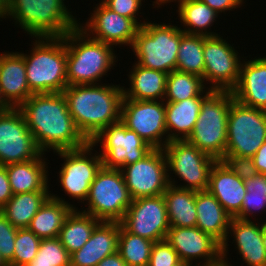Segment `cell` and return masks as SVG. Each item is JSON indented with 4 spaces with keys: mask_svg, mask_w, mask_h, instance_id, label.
<instances>
[{
    "mask_svg": "<svg viewBox=\"0 0 266 266\" xmlns=\"http://www.w3.org/2000/svg\"><path fill=\"white\" fill-rule=\"evenodd\" d=\"M9 107L4 103L0 94V109H8Z\"/></svg>",
    "mask_w": 266,
    "mask_h": 266,
    "instance_id": "816d5d0a",
    "label": "cell"
},
{
    "mask_svg": "<svg viewBox=\"0 0 266 266\" xmlns=\"http://www.w3.org/2000/svg\"><path fill=\"white\" fill-rule=\"evenodd\" d=\"M19 109L43 154L81 148L89 142L76 127L63 93L33 94Z\"/></svg>",
    "mask_w": 266,
    "mask_h": 266,
    "instance_id": "6da1fadb",
    "label": "cell"
},
{
    "mask_svg": "<svg viewBox=\"0 0 266 266\" xmlns=\"http://www.w3.org/2000/svg\"><path fill=\"white\" fill-rule=\"evenodd\" d=\"M121 122L153 148L163 149L168 143L164 100H133L123 97Z\"/></svg>",
    "mask_w": 266,
    "mask_h": 266,
    "instance_id": "5bb4252c",
    "label": "cell"
},
{
    "mask_svg": "<svg viewBox=\"0 0 266 266\" xmlns=\"http://www.w3.org/2000/svg\"><path fill=\"white\" fill-rule=\"evenodd\" d=\"M73 209L72 206L50 196L27 228L41 239L57 238L65 219Z\"/></svg>",
    "mask_w": 266,
    "mask_h": 266,
    "instance_id": "4dcf8cb0",
    "label": "cell"
},
{
    "mask_svg": "<svg viewBox=\"0 0 266 266\" xmlns=\"http://www.w3.org/2000/svg\"><path fill=\"white\" fill-rule=\"evenodd\" d=\"M96 150L97 148L88 142L81 148L53 153L63 160V163H60L61 167L57 169L56 182L58 181V186L60 185L61 191H64L65 197H60L58 193L55 194L51 191L52 198L68 204L74 209H78L77 205L79 203H81L79 206L81 205L80 207H82V204L88 198L91 183L95 180L96 174L103 166L102 159L98 150ZM70 199L78 201V204L76 203L75 205V202L72 204Z\"/></svg>",
    "mask_w": 266,
    "mask_h": 266,
    "instance_id": "52a82bcc",
    "label": "cell"
},
{
    "mask_svg": "<svg viewBox=\"0 0 266 266\" xmlns=\"http://www.w3.org/2000/svg\"><path fill=\"white\" fill-rule=\"evenodd\" d=\"M232 238V239H231ZM232 240V242H231ZM234 243L229 245V243ZM237 251L240 266H266V250L263 245L262 221L232 218L226 240L221 245V259L229 262L230 248ZM236 249V250H235ZM229 256V257H228ZM243 262V263H242ZM245 264V265H244Z\"/></svg>",
    "mask_w": 266,
    "mask_h": 266,
    "instance_id": "d6986e66",
    "label": "cell"
},
{
    "mask_svg": "<svg viewBox=\"0 0 266 266\" xmlns=\"http://www.w3.org/2000/svg\"><path fill=\"white\" fill-rule=\"evenodd\" d=\"M175 8V13H177V18L180 21H176V23H180L178 26L184 33L206 37L220 34L215 28V32L211 30V27L214 24L217 27L221 16L204 2L187 0Z\"/></svg>",
    "mask_w": 266,
    "mask_h": 266,
    "instance_id": "f1b7e54d",
    "label": "cell"
},
{
    "mask_svg": "<svg viewBox=\"0 0 266 266\" xmlns=\"http://www.w3.org/2000/svg\"><path fill=\"white\" fill-rule=\"evenodd\" d=\"M26 266H50V265H44V264H28Z\"/></svg>",
    "mask_w": 266,
    "mask_h": 266,
    "instance_id": "6f0895ef",
    "label": "cell"
},
{
    "mask_svg": "<svg viewBox=\"0 0 266 266\" xmlns=\"http://www.w3.org/2000/svg\"><path fill=\"white\" fill-rule=\"evenodd\" d=\"M252 158L258 173L266 175V141L260 146Z\"/></svg>",
    "mask_w": 266,
    "mask_h": 266,
    "instance_id": "bcb514c9",
    "label": "cell"
},
{
    "mask_svg": "<svg viewBox=\"0 0 266 266\" xmlns=\"http://www.w3.org/2000/svg\"><path fill=\"white\" fill-rule=\"evenodd\" d=\"M127 74L128 86L123 84V96L133 100L162 101L165 98L167 73L147 69L132 63Z\"/></svg>",
    "mask_w": 266,
    "mask_h": 266,
    "instance_id": "484cf974",
    "label": "cell"
},
{
    "mask_svg": "<svg viewBox=\"0 0 266 266\" xmlns=\"http://www.w3.org/2000/svg\"><path fill=\"white\" fill-rule=\"evenodd\" d=\"M179 261L177 252L165 239L154 242L148 266H174Z\"/></svg>",
    "mask_w": 266,
    "mask_h": 266,
    "instance_id": "b9f144b4",
    "label": "cell"
},
{
    "mask_svg": "<svg viewBox=\"0 0 266 266\" xmlns=\"http://www.w3.org/2000/svg\"><path fill=\"white\" fill-rule=\"evenodd\" d=\"M163 151L167 160L169 185L196 192L207 190L210 172L216 159L186 140L169 141Z\"/></svg>",
    "mask_w": 266,
    "mask_h": 266,
    "instance_id": "9c48e42d",
    "label": "cell"
},
{
    "mask_svg": "<svg viewBox=\"0 0 266 266\" xmlns=\"http://www.w3.org/2000/svg\"><path fill=\"white\" fill-rule=\"evenodd\" d=\"M223 33V36H204V84L211 90L232 91L239 81L240 67L245 56L238 52L234 43L229 42L228 36L225 38Z\"/></svg>",
    "mask_w": 266,
    "mask_h": 266,
    "instance_id": "4fadbf2b",
    "label": "cell"
},
{
    "mask_svg": "<svg viewBox=\"0 0 266 266\" xmlns=\"http://www.w3.org/2000/svg\"><path fill=\"white\" fill-rule=\"evenodd\" d=\"M232 260H231V262L229 261V262H224V266H233L235 263H232ZM235 266V265H234Z\"/></svg>",
    "mask_w": 266,
    "mask_h": 266,
    "instance_id": "9f6ffc18",
    "label": "cell"
},
{
    "mask_svg": "<svg viewBox=\"0 0 266 266\" xmlns=\"http://www.w3.org/2000/svg\"><path fill=\"white\" fill-rule=\"evenodd\" d=\"M266 141V111L233 100L227 120L225 155L252 158Z\"/></svg>",
    "mask_w": 266,
    "mask_h": 266,
    "instance_id": "8fae6325",
    "label": "cell"
},
{
    "mask_svg": "<svg viewBox=\"0 0 266 266\" xmlns=\"http://www.w3.org/2000/svg\"><path fill=\"white\" fill-rule=\"evenodd\" d=\"M98 148L103 167L122 169L147 156L154 148L121 121L102 129L89 141Z\"/></svg>",
    "mask_w": 266,
    "mask_h": 266,
    "instance_id": "7c38bea8",
    "label": "cell"
},
{
    "mask_svg": "<svg viewBox=\"0 0 266 266\" xmlns=\"http://www.w3.org/2000/svg\"><path fill=\"white\" fill-rule=\"evenodd\" d=\"M51 192H26L14 194L0 212L16 228H27Z\"/></svg>",
    "mask_w": 266,
    "mask_h": 266,
    "instance_id": "1f68e13d",
    "label": "cell"
},
{
    "mask_svg": "<svg viewBox=\"0 0 266 266\" xmlns=\"http://www.w3.org/2000/svg\"><path fill=\"white\" fill-rule=\"evenodd\" d=\"M0 266H8L6 264V262L2 259V257L0 256Z\"/></svg>",
    "mask_w": 266,
    "mask_h": 266,
    "instance_id": "db71d44e",
    "label": "cell"
},
{
    "mask_svg": "<svg viewBox=\"0 0 266 266\" xmlns=\"http://www.w3.org/2000/svg\"><path fill=\"white\" fill-rule=\"evenodd\" d=\"M222 161L243 181L251 179L258 173L253 158L225 155Z\"/></svg>",
    "mask_w": 266,
    "mask_h": 266,
    "instance_id": "7bdbcfd3",
    "label": "cell"
},
{
    "mask_svg": "<svg viewBox=\"0 0 266 266\" xmlns=\"http://www.w3.org/2000/svg\"><path fill=\"white\" fill-rule=\"evenodd\" d=\"M46 156L47 154H42L39 158L27 162L6 165L13 195L26 192H51L52 184L49 182L51 166L48 165L50 160Z\"/></svg>",
    "mask_w": 266,
    "mask_h": 266,
    "instance_id": "d4e9b609",
    "label": "cell"
},
{
    "mask_svg": "<svg viewBox=\"0 0 266 266\" xmlns=\"http://www.w3.org/2000/svg\"><path fill=\"white\" fill-rule=\"evenodd\" d=\"M41 240L28 228H18L13 260L8 266H26L31 263L37 255Z\"/></svg>",
    "mask_w": 266,
    "mask_h": 266,
    "instance_id": "74e56055",
    "label": "cell"
},
{
    "mask_svg": "<svg viewBox=\"0 0 266 266\" xmlns=\"http://www.w3.org/2000/svg\"><path fill=\"white\" fill-rule=\"evenodd\" d=\"M132 199L163 195L167 187V160L163 149L154 148L141 160L121 169Z\"/></svg>",
    "mask_w": 266,
    "mask_h": 266,
    "instance_id": "2e32d148",
    "label": "cell"
},
{
    "mask_svg": "<svg viewBox=\"0 0 266 266\" xmlns=\"http://www.w3.org/2000/svg\"><path fill=\"white\" fill-rule=\"evenodd\" d=\"M186 1L187 0H154V1H150V2H152V5H151L152 7L151 8L152 9L155 8V11H156V10H159L160 8H162V6L165 7L164 5H166V8H168L167 5L170 6L171 3H174V5L172 4L170 6L171 9H173L176 4H177L176 6L178 7L180 4H182V3L186 2ZM172 6H173V8H172Z\"/></svg>",
    "mask_w": 266,
    "mask_h": 266,
    "instance_id": "c3c4849f",
    "label": "cell"
},
{
    "mask_svg": "<svg viewBox=\"0 0 266 266\" xmlns=\"http://www.w3.org/2000/svg\"><path fill=\"white\" fill-rule=\"evenodd\" d=\"M207 4L211 9L217 12L221 17L226 18V14L231 11L235 12L243 9L247 0H200ZM237 9V10H236ZM223 13V14H222ZM224 15V16H223Z\"/></svg>",
    "mask_w": 266,
    "mask_h": 266,
    "instance_id": "ee69618b",
    "label": "cell"
},
{
    "mask_svg": "<svg viewBox=\"0 0 266 266\" xmlns=\"http://www.w3.org/2000/svg\"><path fill=\"white\" fill-rule=\"evenodd\" d=\"M205 97L165 102V121L169 141H184L191 135Z\"/></svg>",
    "mask_w": 266,
    "mask_h": 266,
    "instance_id": "83f0119b",
    "label": "cell"
},
{
    "mask_svg": "<svg viewBox=\"0 0 266 266\" xmlns=\"http://www.w3.org/2000/svg\"><path fill=\"white\" fill-rule=\"evenodd\" d=\"M99 219L78 209H73L64 221L59 239L64 248L72 254L89 240Z\"/></svg>",
    "mask_w": 266,
    "mask_h": 266,
    "instance_id": "d6a6232c",
    "label": "cell"
},
{
    "mask_svg": "<svg viewBox=\"0 0 266 266\" xmlns=\"http://www.w3.org/2000/svg\"><path fill=\"white\" fill-rule=\"evenodd\" d=\"M132 200L122 171L102 166L91 183L83 208L79 210L100 221L120 222Z\"/></svg>",
    "mask_w": 266,
    "mask_h": 266,
    "instance_id": "30bf717a",
    "label": "cell"
},
{
    "mask_svg": "<svg viewBox=\"0 0 266 266\" xmlns=\"http://www.w3.org/2000/svg\"><path fill=\"white\" fill-rule=\"evenodd\" d=\"M244 182L247 192L242 203L241 219L254 221L263 220V222H265L262 217L258 219V216H260L259 214L261 213H266V175L257 173L254 177Z\"/></svg>",
    "mask_w": 266,
    "mask_h": 266,
    "instance_id": "8d00e7d4",
    "label": "cell"
},
{
    "mask_svg": "<svg viewBox=\"0 0 266 266\" xmlns=\"http://www.w3.org/2000/svg\"><path fill=\"white\" fill-rule=\"evenodd\" d=\"M163 196L170 227H196V191L169 185Z\"/></svg>",
    "mask_w": 266,
    "mask_h": 266,
    "instance_id": "f546056e",
    "label": "cell"
},
{
    "mask_svg": "<svg viewBox=\"0 0 266 266\" xmlns=\"http://www.w3.org/2000/svg\"><path fill=\"white\" fill-rule=\"evenodd\" d=\"M106 82L105 79L100 84L71 85L63 91L72 119L88 141L121 121L123 85Z\"/></svg>",
    "mask_w": 266,
    "mask_h": 266,
    "instance_id": "7a4b0ae2",
    "label": "cell"
},
{
    "mask_svg": "<svg viewBox=\"0 0 266 266\" xmlns=\"http://www.w3.org/2000/svg\"><path fill=\"white\" fill-rule=\"evenodd\" d=\"M154 242L128 232L120 224L118 252L127 266H148Z\"/></svg>",
    "mask_w": 266,
    "mask_h": 266,
    "instance_id": "d590c367",
    "label": "cell"
},
{
    "mask_svg": "<svg viewBox=\"0 0 266 266\" xmlns=\"http://www.w3.org/2000/svg\"><path fill=\"white\" fill-rule=\"evenodd\" d=\"M17 230L0 212V256L7 265L13 260Z\"/></svg>",
    "mask_w": 266,
    "mask_h": 266,
    "instance_id": "60d3db41",
    "label": "cell"
},
{
    "mask_svg": "<svg viewBox=\"0 0 266 266\" xmlns=\"http://www.w3.org/2000/svg\"><path fill=\"white\" fill-rule=\"evenodd\" d=\"M29 264L70 266V253L64 248L58 237L42 239L37 255Z\"/></svg>",
    "mask_w": 266,
    "mask_h": 266,
    "instance_id": "f35d334b",
    "label": "cell"
},
{
    "mask_svg": "<svg viewBox=\"0 0 266 266\" xmlns=\"http://www.w3.org/2000/svg\"><path fill=\"white\" fill-rule=\"evenodd\" d=\"M120 224L128 232L153 242L164 240L170 228L164 196L133 199Z\"/></svg>",
    "mask_w": 266,
    "mask_h": 266,
    "instance_id": "e0dca14e",
    "label": "cell"
},
{
    "mask_svg": "<svg viewBox=\"0 0 266 266\" xmlns=\"http://www.w3.org/2000/svg\"><path fill=\"white\" fill-rule=\"evenodd\" d=\"M262 235H263V245L266 250V222L262 221Z\"/></svg>",
    "mask_w": 266,
    "mask_h": 266,
    "instance_id": "f907efd6",
    "label": "cell"
},
{
    "mask_svg": "<svg viewBox=\"0 0 266 266\" xmlns=\"http://www.w3.org/2000/svg\"><path fill=\"white\" fill-rule=\"evenodd\" d=\"M159 22L150 19L140 27L131 51L138 65L169 74L176 70L181 29L172 20Z\"/></svg>",
    "mask_w": 266,
    "mask_h": 266,
    "instance_id": "8992f818",
    "label": "cell"
},
{
    "mask_svg": "<svg viewBox=\"0 0 266 266\" xmlns=\"http://www.w3.org/2000/svg\"><path fill=\"white\" fill-rule=\"evenodd\" d=\"M232 91L212 90L201 103L198 120L186 140L212 158L222 160L227 146V120Z\"/></svg>",
    "mask_w": 266,
    "mask_h": 266,
    "instance_id": "ba28073f",
    "label": "cell"
},
{
    "mask_svg": "<svg viewBox=\"0 0 266 266\" xmlns=\"http://www.w3.org/2000/svg\"><path fill=\"white\" fill-rule=\"evenodd\" d=\"M211 91L203 78L174 70L167 76L164 101L179 102L193 97H206Z\"/></svg>",
    "mask_w": 266,
    "mask_h": 266,
    "instance_id": "836d02e7",
    "label": "cell"
},
{
    "mask_svg": "<svg viewBox=\"0 0 266 266\" xmlns=\"http://www.w3.org/2000/svg\"><path fill=\"white\" fill-rule=\"evenodd\" d=\"M65 0H11L2 20L32 37H63L80 19ZM66 3V4H65ZM68 5V6H67ZM70 7V8H69ZM75 15H74V14ZM78 17V18H77ZM79 19V20H78Z\"/></svg>",
    "mask_w": 266,
    "mask_h": 266,
    "instance_id": "277c9868",
    "label": "cell"
},
{
    "mask_svg": "<svg viewBox=\"0 0 266 266\" xmlns=\"http://www.w3.org/2000/svg\"><path fill=\"white\" fill-rule=\"evenodd\" d=\"M119 234L120 222L100 221L81 249L70 254V266H97L118 251Z\"/></svg>",
    "mask_w": 266,
    "mask_h": 266,
    "instance_id": "cb8c5ba5",
    "label": "cell"
},
{
    "mask_svg": "<svg viewBox=\"0 0 266 266\" xmlns=\"http://www.w3.org/2000/svg\"><path fill=\"white\" fill-rule=\"evenodd\" d=\"M174 266H192L190 263L184 262V261H179L177 264Z\"/></svg>",
    "mask_w": 266,
    "mask_h": 266,
    "instance_id": "f5cc1de1",
    "label": "cell"
},
{
    "mask_svg": "<svg viewBox=\"0 0 266 266\" xmlns=\"http://www.w3.org/2000/svg\"><path fill=\"white\" fill-rule=\"evenodd\" d=\"M11 0H0V21L2 22V18L9 6Z\"/></svg>",
    "mask_w": 266,
    "mask_h": 266,
    "instance_id": "681fc988",
    "label": "cell"
},
{
    "mask_svg": "<svg viewBox=\"0 0 266 266\" xmlns=\"http://www.w3.org/2000/svg\"><path fill=\"white\" fill-rule=\"evenodd\" d=\"M97 266H127L126 262L122 259L119 252H115L103 258Z\"/></svg>",
    "mask_w": 266,
    "mask_h": 266,
    "instance_id": "7dc6e473",
    "label": "cell"
},
{
    "mask_svg": "<svg viewBox=\"0 0 266 266\" xmlns=\"http://www.w3.org/2000/svg\"><path fill=\"white\" fill-rule=\"evenodd\" d=\"M100 1L106 7L116 12L117 14L124 16L126 18L133 19L140 27L149 19V18L147 19L144 18L145 17L144 14H146L143 11L144 5L146 6V4H144L146 3L145 0H100ZM140 19H142L143 21Z\"/></svg>",
    "mask_w": 266,
    "mask_h": 266,
    "instance_id": "ab89813d",
    "label": "cell"
},
{
    "mask_svg": "<svg viewBox=\"0 0 266 266\" xmlns=\"http://www.w3.org/2000/svg\"><path fill=\"white\" fill-rule=\"evenodd\" d=\"M37 146L22 111L8 108L0 112V165L21 163L39 158Z\"/></svg>",
    "mask_w": 266,
    "mask_h": 266,
    "instance_id": "9a60e30c",
    "label": "cell"
},
{
    "mask_svg": "<svg viewBox=\"0 0 266 266\" xmlns=\"http://www.w3.org/2000/svg\"><path fill=\"white\" fill-rule=\"evenodd\" d=\"M25 59L26 79L32 94L63 93L67 82V52L63 37H32Z\"/></svg>",
    "mask_w": 266,
    "mask_h": 266,
    "instance_id": "5b68a950",
    "label": "cell"
},
{
    "mask_svg": "<svg viewBox=\"0 0 266 266\" xmlns=\"http://www.w3.org/2000/svg\"><path fill=\"white\" fill-rule=\"evenodd\" d=\"M98 2L96 6L93 5V10L89 11V17L83 22L79 21V27L91 38L114 48H131L140 26L133 19L121 16L101 1Z\"/></svg>",
    "mask_w": 266,
    "mask_h": 266,
    "instance_id": "ac0fdd59",
    "label": "cell"
},
{
    "mask_svg": "<svg viewBox=\"0 0 266 266\" xmlns=\"http://www.w3.org/2000/svg\"><path fill=\"white\" fill-rule=\"evenodd\" d=\"M210 266H224V261L221 260L219 263Z\"/></svg>",
    "mask_w": 266,
    "mask_h": 266,
    "instance_id": "11a10c76",
    "label": "cell"
},
{
    "mask_svg": "<svg viewBox=\"0 0 266 266\" xmlns=\"http://www.w3.org/2000/svg\"><path fill=\"white\" fill-rule=\"evenodd\" d=\"M207 190L232 218L241 219L242 203L247 192L245 182L222 160L213 165Z\"/></svg>",
    "mask_w": 266,
    "mask_h": 266,
    "instance_id": "603a6c76",
    "label": "cell"
},
{
    "mask_svg": "<svg viewBox=\"0 0 266 266\" xmlns=\"http://www.w3.org/2000/svg\"><path fill=\"white\" fill-rule=\"evenodd\" d=\"M165 240L181 261L192 266H210L222 260L221 244L198 227H170Z\"/></svg>",
    "mask_w": 266,
    "mask_h": 266,
    "instance_id": "ffe728a7",
    "label": "cell"
},
{
    "mask_svg": "<svg viewBox=\"0 0 266 266\" xmlns=\"http://www.w3.org/2000/svg\"><path fill=\"white\" fill-rule=\"evenodd\" d=\"M0 94L10 108H19L33 95L26 79L24 56L18 51L0 53Z\"/></svg>",
    "mask_w": 266,
    "mask_h": 266,
    "instance_id": "44dd1931",
    "label": "cell"
},
{
    "mask_svg": "<svg viewBox=\"0 0 266 266\" xmlns=\"http://www.w3.org/2000/svg\"><path fill=\"white\" fill-rule=\"evenodd\" d=\"M67 52V82L71 85L103 83V78L118 67L117 49L91 38L79 26L64 36ZM105 76V77H104Z\"/></svg>",
    "mask_w": 266,
    "mask_h": 266,
    "instance_id": "3957f363",
    "label": "cell"
},
{
    "mask_svg": "<svg viewBox=\"0 0 266 266\" xmlns=\"http://www.w3.org/2000/svg\"><path fill=\"white\" fill-rule=\"evenodd\" d=\"M203 43L204 36L187 34L181 30L176 70L197 75L204 81Z\"/></svg>",
    "mask_w": 266,
    "mask_h": 266,
    "instance_id": "e575fe53",
    "label": "cell"
},
{
    "mask_svg": "<svg viewBox=\"0 0 266 266\" xmlns=\"http://www.w3.org/2000/svg\"><path fill=\"white\" fill-rule=\"evenodd\" d=\"M195 204L196 227L210 234L222 245L226 240L232 217L208 190L196 192Z\"/></svg>",
    "mask_w": 266,
    "mask_h": 266,
    "instance_id": "4316f807",
    "label": "cell"
},
{
    "mask_svg": "<svg viewBox=\"0 0 266 266\" xmlns=\"http://www.w3.org/2000/svg\"><path fill=\"white\" fill-rule=\"evenodd\" d=\"M243 58L240 77L232 90L239 103L266 111V55Z\"/></svg>",
    "mask_w": 266,
    "mask_h": 266,
    "instance_id": "7402d4cb",
    "label": "cell"
},
{
    "mask_svg": "<svg viewBox=\"0 0 266 266\" xmlns=\"http://www.w3.org/2000/svg\"><path fill=\"white\" fill-rule=\"evenodd\" d=\"M12 196L13 193L11 191L6 166L0 165V210Z\"/></svg>",
    "mask_w": 266,
    "mask_h": 266,
    "instance_id": "f6af8a7d",
    "label": "cell"
}]
</instances>
